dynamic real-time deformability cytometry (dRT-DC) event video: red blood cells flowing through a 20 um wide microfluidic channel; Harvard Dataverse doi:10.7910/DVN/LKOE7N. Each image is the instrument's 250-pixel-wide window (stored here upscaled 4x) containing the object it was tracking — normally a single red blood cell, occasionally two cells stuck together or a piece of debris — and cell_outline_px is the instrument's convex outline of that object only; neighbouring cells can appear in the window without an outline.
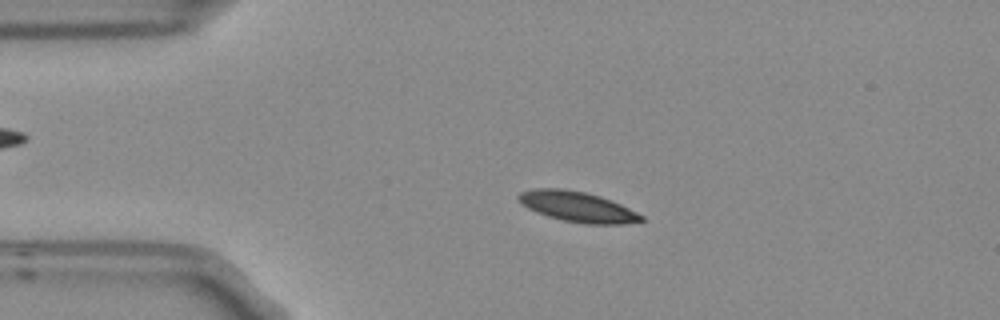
{"species": "Egyptian fruit bat (a non-hibernating species)", "species_latin": "Rousettus aegyptiacus", "temperature_condition": "room temperature", "stored_images_in_passage": 53, "camera_frame_rate_fps": 3000, "um_per_image_px": 0.085, "frame": {"image": 1, "passage_image": 11, "time_ms": 3.333, "image_size_px": [1000, 320], "cell_outline_px": [[644, 220], [624, 224], [584, 224], [564, 220], [548, 216], [536, 212], [520, 204], [516, 196], [520, 192], [536, 188], [564, 188], [584, 192], [600, 196], [620, 204], [644, 216]], "centroid_in_image_um": [49.05, 17.57], "position_along_channel_um": 36.0, "area_um2": 21.68}}
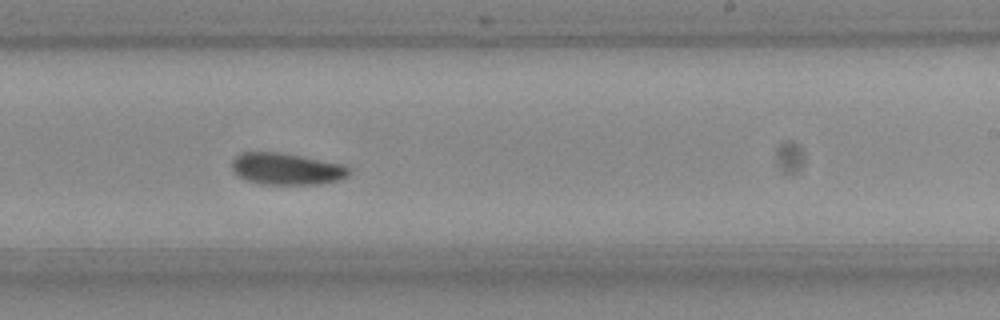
{"frame": {"image": 2, "passage_image": 32, "time_ms": 10.333, "image_size_px": [1000, 320], "cell_outline_px": [[352, 172], [348, 176], [340, 180], [320, 184], [260, 184], [244, 180], [232, 168], [232, 160], [240, 152], [276, 152], [300, 156], [340, 164], [348, 168]], "centroid_in_image_um": [24.34, 14.37], "position_along_channel_um": 264.7, "area_um2": 21.5}}
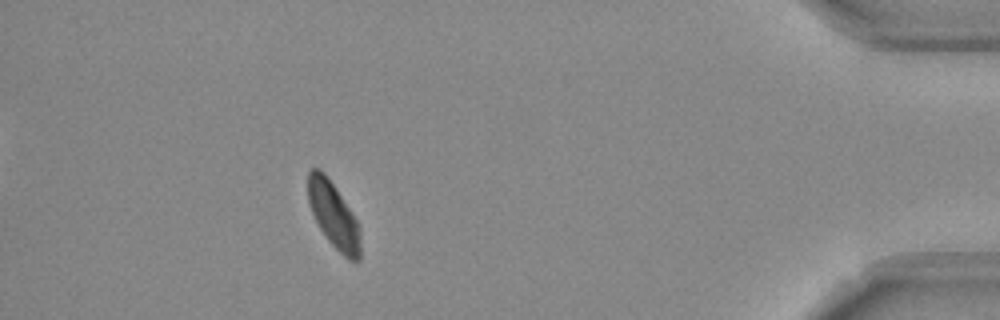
{"frame": {"image": 3, "passage_image": 48, "time_ms": 15.667, "image_size_px": [1000, 320], "cell_outline_px": [[360, 260], [348, 260], [328, 240], [320, 228], [312, 212], [308, 200], [308, 172], [312, 168], [320, 168], [324, 172], [336, 188], [352, 212], [360, 228]], "centroid_in_image_um": [28.35, 18.27], "position_along_channel_um": 406.8, "area_um2": 19.88}, "authors_computed_cell_mechanics": {"area_um2": 21.4438, "velocity_mm_per_s": 3.7233, "shape_relaxation_time_tau1_ms": 3.4794, "shape_relaxation_time_tau2_ms": null, "deformation_change_tau1": 0.0878, "deformation_change_tau2": null}}